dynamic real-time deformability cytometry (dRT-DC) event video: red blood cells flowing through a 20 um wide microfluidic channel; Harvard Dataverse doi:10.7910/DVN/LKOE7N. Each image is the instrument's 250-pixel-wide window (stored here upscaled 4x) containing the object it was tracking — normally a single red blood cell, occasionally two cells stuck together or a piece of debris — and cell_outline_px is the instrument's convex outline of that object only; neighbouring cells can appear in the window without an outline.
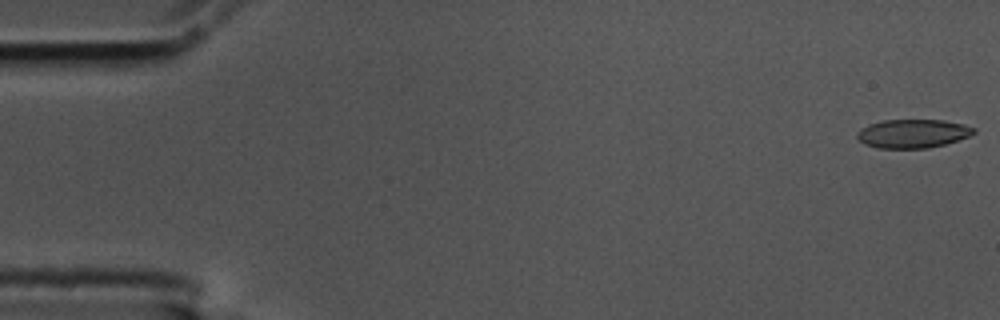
{"species": "common noctule bat (a hibernating species)", "species_latin": "Nyctalus noctula", "temperature_condition": "cold", "stored_images_in_passage": 56, "camera_frame_rate_fps": 3000, "um_per_image_px": 0.085, "animal": {"sex": "male", "body_mass_g": 17.5, "forearm_length_mm": 52.3}, "frame": {"image": 1, "passage_image": 1, "time_ms": 0.0, "image_size_px": [1000, 320], "cell_outline_px": [[976, 132], [968, 136], [944, 144], [928, 148], [876, 148], [864, 144], [856, 136], [856, 132], [868, 124], [884, 120], [944, 120], [964, 124], [976, 128]], "centroid_in_image_um": [77.57, 11.35], "position_along_channel_um": 7.4, "area_um2": 19.48}}
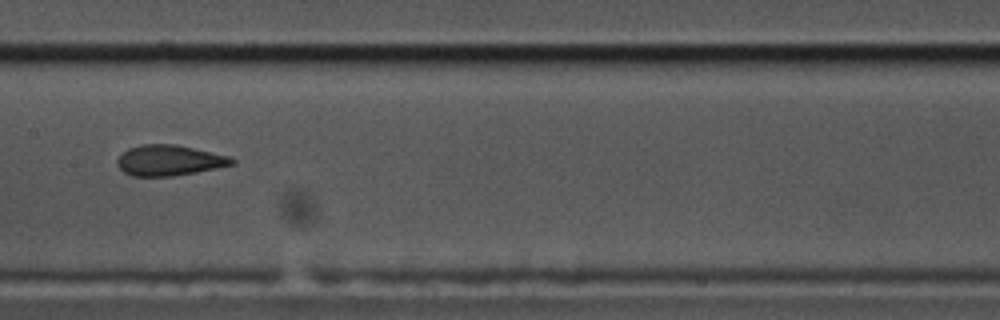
{"frame": {"image": 2, "passage_image": 28, "time_ms": 9.0, "image_size_px": [1000, 320], "cell_outline_px": [[236, 164], [196, 172], [172, 176], [132, 176], [124, 172], [116, 164], [116, 160], [128, 148], [140, 144], [176, 144], [228, 156], [236, 160]], "centroid_in_image_um": [14.37, 13.63], "position_along_channel_um": 193.0, "area_um2": 20.4}}
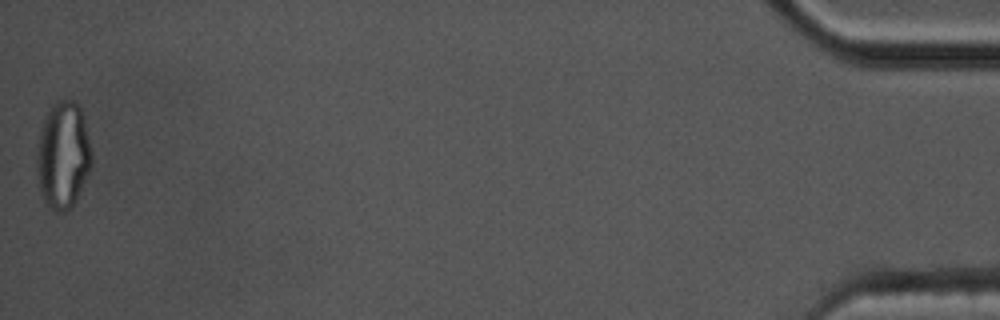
{"frame": {"image": 3, "passage_image": 56, "time_ms": 18.333, "image_size_px": [1000, 320], "cell_outline_px": [[92, 168], [72, 204], [64, 212], [56, 212], [44, 200], [40, 192], [36, 164], [36, 156], [40, 132], [44, 120], [52, 104], [56, 100], [76, 100], [80, 108], [84, 120], [92, 156]], "centroid_in_image_um": [5.35, 13.17], "position_along_channel_um": 429.8, "area_um2": 33.87}, "authors_computed_cell_mechanics": {"area_um2": 20.808, "velocity_mm_per_s": 3.5789, "shape_relaxation_time_tau1_ms": 9.1643, "shape_relaxation_time_tau2_ms": 1.4493, "deformation_change_tau1": 0.2344, "deformation_change_tau2": 0.0925}}